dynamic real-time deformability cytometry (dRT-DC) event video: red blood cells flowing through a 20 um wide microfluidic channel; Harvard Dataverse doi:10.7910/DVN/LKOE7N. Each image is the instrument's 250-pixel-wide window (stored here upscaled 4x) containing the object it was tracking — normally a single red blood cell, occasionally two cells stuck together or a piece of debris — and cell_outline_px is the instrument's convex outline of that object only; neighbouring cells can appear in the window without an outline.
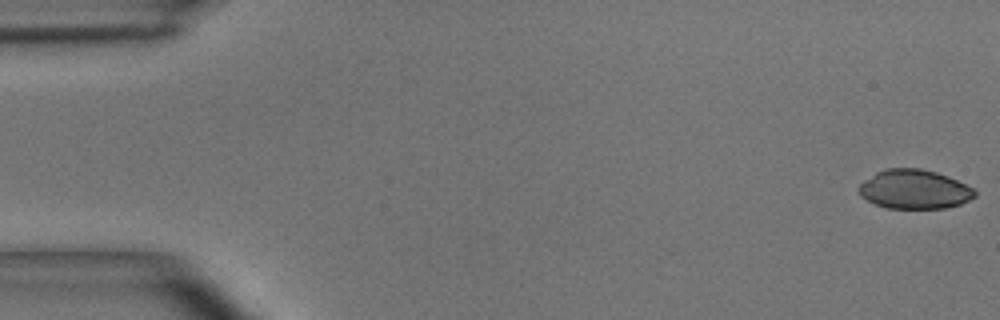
{"species": "common noctule bat (a hibernating species)", "species_latin": "Nyctalus noctula", "temperature_condition": "room temperature", "stored_images_in_passage": 6, "camera_frame_rate_fps": 3000, "um_per_image_px": 0.085, "animal": {"sex": "male", "body_mass_g": 15.6}, "frame": {"image": 1, "passage_image": 1, "time_ms": 0.0, "image_size_px": [1000, 320], "cell_outline_px": [[976, 196], [960, 204], [944, 208], [888, 208], [876, 204], [860, 196], [856, 188], [860, 184], [876, 172], [884, 168], [920, 168], [936, 172], [948, 176], [972, 188], [976, 192]], "centroid_in_image_um": [77.69, 16.08], "position_along_channel_um": 7.3, "area_um2": 26.36}}